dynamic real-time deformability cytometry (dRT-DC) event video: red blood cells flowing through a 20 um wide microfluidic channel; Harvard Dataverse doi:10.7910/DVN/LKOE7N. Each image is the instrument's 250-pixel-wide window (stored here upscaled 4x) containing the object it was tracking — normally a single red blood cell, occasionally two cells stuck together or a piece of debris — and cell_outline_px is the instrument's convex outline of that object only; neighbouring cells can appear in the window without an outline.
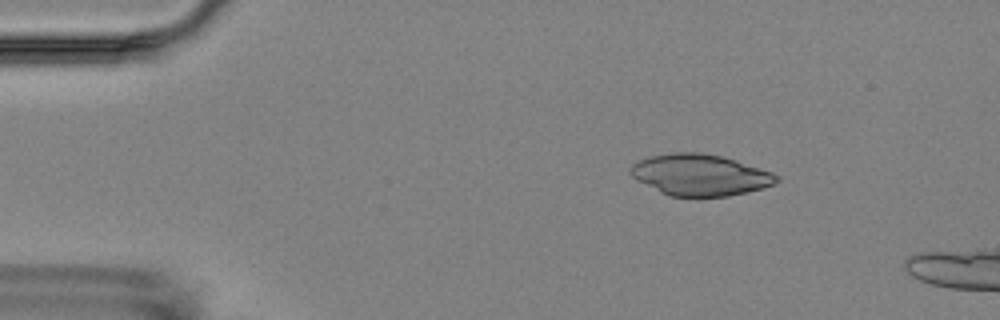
{"species": "Egyptian fruit bat (a non-hibernating species)", "species_latin": "Rousettus aegyptiacus", "temperature_condition": "room temperature", "stored_images_in_passage": 6, "camera_frame_rate_fps": 3000, "um_per_image_px": 0.085, "animal": {"sex": "female"}, "frame": {"image": 1, "passage_image": 3, "time_ms": 2.333, "image_size_px": [1000, 320], "cell_outline_px": [[780, 180], [776, 184], [764, 188], [728, 196], [668, 196], [636, 180], [628, 172], [628, 168], [632, 164], [640, 160], [652, 156], [672, 152], [700, 152], [720, 156], [736, 160], [772, 172], [780, 176]], "centroid_in_image_um": [59.51, 14.87], "position_along_channel_um": 25.5, "area_um2": 35.32}}